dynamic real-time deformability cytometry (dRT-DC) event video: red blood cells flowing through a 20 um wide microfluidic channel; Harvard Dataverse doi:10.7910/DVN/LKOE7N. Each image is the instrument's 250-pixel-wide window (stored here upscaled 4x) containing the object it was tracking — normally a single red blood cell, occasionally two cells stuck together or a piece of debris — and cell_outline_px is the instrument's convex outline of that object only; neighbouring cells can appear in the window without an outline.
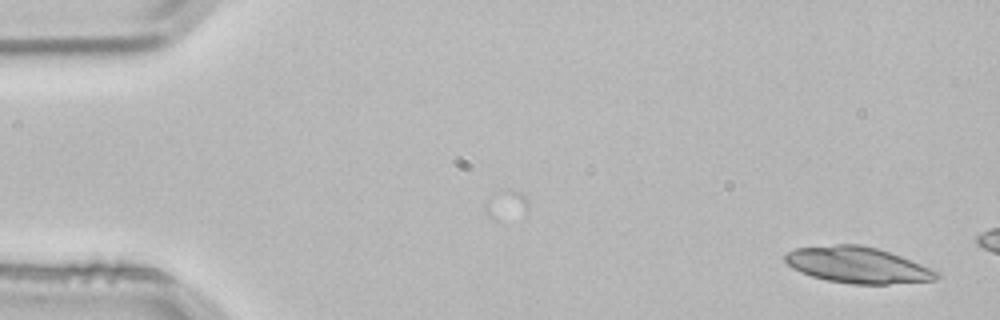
{"species": "common noctule bat (a hibernating species)", "species_latin": "Nyctalus noctula", "temperature_condition": "room temperature", "stored_images_in_passage": 4, "camera_frame_rate_fps": 3000, "um_per_image_px": 0.085, "animal": {"sex": "male", "body_mass_g": 21.5, "forearm_length_mm": 52.0}, "frame": {"image": 1, "passage_image": 4, "time_ms": 1.0, "image_size_px": [1000, 320], "cell_outline_px": [[940, 276], [936, 280], [888, 284], [852, 284], [828, 280], [812, 276], [792, 268], [784, 260], [784, 256], [788, 252], [796, 248], [836, 244], [860, 244], [876, 248], [900, 256], [940, 272]], "centroid_in_image_um": [72.9, 22.53], "position_along_channel_um": 12.1, "area_um2": 31.67}}